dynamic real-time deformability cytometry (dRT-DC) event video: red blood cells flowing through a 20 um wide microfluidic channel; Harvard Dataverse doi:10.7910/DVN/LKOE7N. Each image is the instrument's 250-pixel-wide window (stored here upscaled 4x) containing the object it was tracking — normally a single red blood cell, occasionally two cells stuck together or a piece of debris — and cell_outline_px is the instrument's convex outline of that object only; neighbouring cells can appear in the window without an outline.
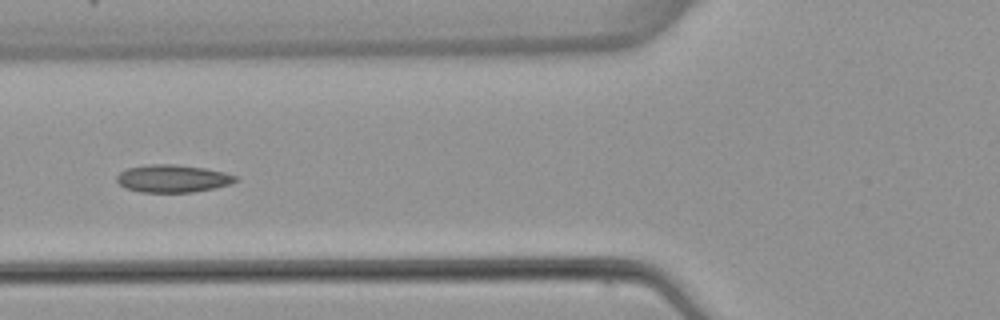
{"species": "common noctule bat (a hibernating species)", "species_latin": "Nyctalus noctula", "temperature_condition": "warm", "stored_images_in_passage": 5, "camera_frame_rate_fps": 3000, "um_per_image_px": 0.085, "animal": {"sex": "female", "body_mass_g": 22.7, "forearm_length_mm": 54.2}, "frame": {"image": 1, "passage_image": 5, "time_ms": 4.667, "image_size_px": [1000, 320], "cell_outline_px": [[240, 180], [232, 184], [192, 192], [140, 192], [124, 188], [116, 180], [116, 176], [120, 172], [128, 168], [152, 164], [176, 164], [204, 168], [224, 172], [236, 176]], "centroid_in_image_um": [14.69, 15.18], "position_along_channel_um": 111.1, "area_um2": 19.13}}